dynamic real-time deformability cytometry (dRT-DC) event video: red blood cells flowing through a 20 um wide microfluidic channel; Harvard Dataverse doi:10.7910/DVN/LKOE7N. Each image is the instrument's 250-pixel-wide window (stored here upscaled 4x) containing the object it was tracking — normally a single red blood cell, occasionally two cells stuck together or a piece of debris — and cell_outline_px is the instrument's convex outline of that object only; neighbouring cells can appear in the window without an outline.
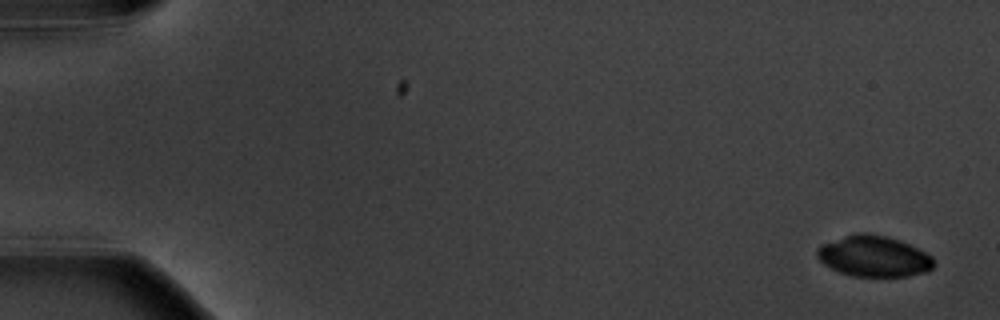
{"species": "common noctule bat (a hibernating species)", "species_latin": "Nyctalus noctula", "temperature_condition": "warm", "stored_images_in_passage": 10, "camera_frame_rate_fps": 3000, "um_per_image_px": 0.085, "animal": {"sex": "male", "body_mass_g": 20.1, "forearm_length_mm": 53.5}, "frame": {"image": 1, "passage_image": 1, "time_ms": 0.0, "image_size_px": [1000, 320], "cell_outline_px": [[936, 264], [928, 272], [908, 276], [852, 276], [840, 272], [824, 264], [816, 256], [816, 248], [820, 244], [856, 232], [868, 232], [888, 236], [900, 240], [932, 256], [936, 260]], "centroid_in_image_um": [74.28, 21.77], "position_along_channel_um": 10.7, "area_um2": 28.15}}
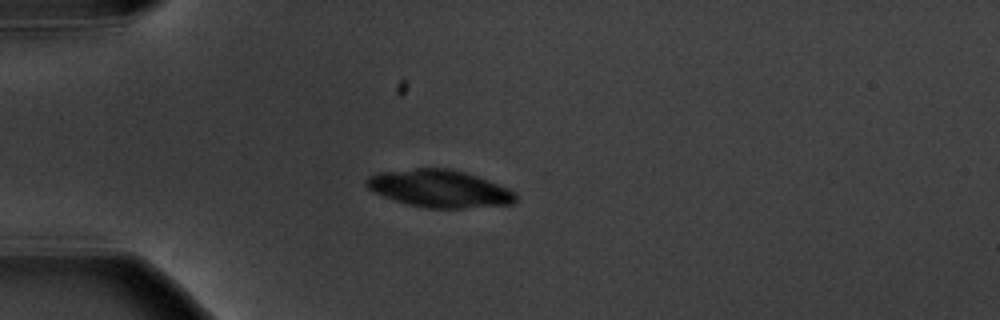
{"frame": {"image": 2, "passage_image": 4, "time_ms": 4.667, "image_size_px": [1000, 320], "cell_outline_px": [[516, 200], [512, 204], [464, 208], [428, 208], [408, 204], [372, 192], [364, 184], [364, 180], [368, 176], [380, 172], [416, 168], [448, 168], [464, 172], [488, 180], [508, 188], [516, 196]], "centroid_in_image_um": [37.31, 16.02], "position_along_channel_um": 47.7, "area_um2": 32.37}}